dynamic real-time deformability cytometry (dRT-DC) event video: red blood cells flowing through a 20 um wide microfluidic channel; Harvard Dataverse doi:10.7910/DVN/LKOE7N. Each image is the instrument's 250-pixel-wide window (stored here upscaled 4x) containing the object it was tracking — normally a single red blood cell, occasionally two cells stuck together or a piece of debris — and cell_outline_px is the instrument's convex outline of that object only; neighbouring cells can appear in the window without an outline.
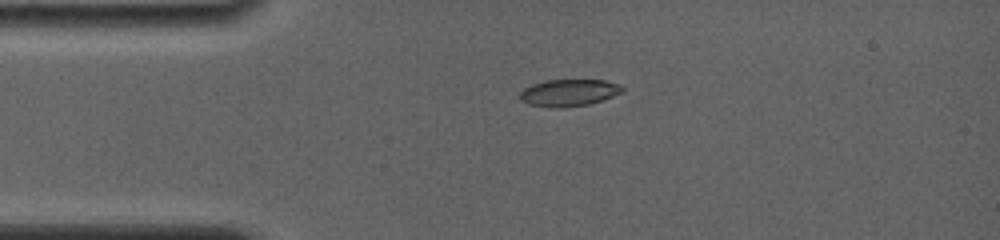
{"species": "common noctule bat (a hibernating species)", "species_latin": "Nyctalus noctula", "temperature_condition": "room temperature", "stored_images_in_passage": 2, "camera_frame_rate_fps": 4000, "um_per_image_px": 0.085, "animal": {"sex": "female", "body_mass_g": 19.0, "forearm_length_mm": 56.7}, "frame": {"image": 1, "passage_image": 1, "time_ms": 0.0, "image_size_px": [1000, 240], "cell_outline_px": [[624, 92], [588, 104], [564, 108], [556, 108], [528, 104], [520, 100], [520, 92], [524, 88], [532, 84], [544, 80], [608, 80], [620, 84], [624, 88]], "centroid_in_image_um": [48.36, 7.87], "position_along_channel_um": 36.6, "area_um2": 16.18}}